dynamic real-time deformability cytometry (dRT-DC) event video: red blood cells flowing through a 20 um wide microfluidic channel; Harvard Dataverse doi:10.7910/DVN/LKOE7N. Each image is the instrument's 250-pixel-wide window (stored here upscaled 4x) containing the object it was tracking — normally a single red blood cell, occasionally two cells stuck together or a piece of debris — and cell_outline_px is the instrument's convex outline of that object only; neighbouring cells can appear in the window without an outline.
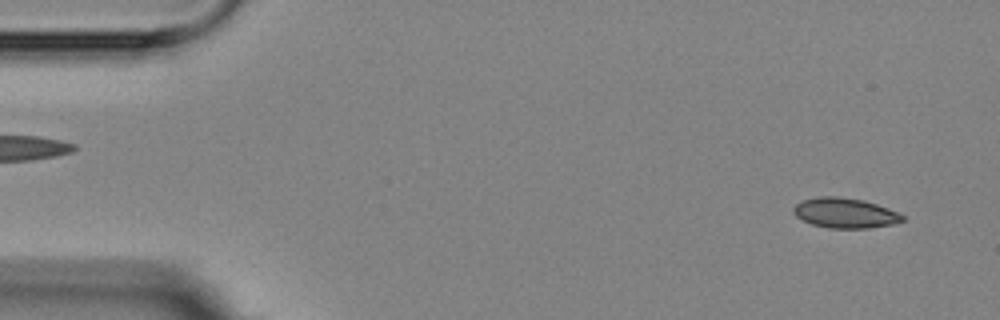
{"species": "Egyptian fruit bat (a non-hibernating species)", "species_latin": "Rousettus aegyptiacus", "temperature_condition": "room temperature", "stored_images_in_passage": 15, "camera_frame_rate_fps": 3000, "um_per_image_px": 0.085, "animal": {"sex": "female"}, "frame": {"image": 1, "passage_image": 1, "time_ms": 0.0, "image_size_px": [1000, 320], "cell_outline_px": [[904, 220], [892, 224], [868, 228], [828, 228], [812, 224], [796, 216], [792, 212], [792, 208], [800, 200], [820, 196], [836, 196], [864, 200], [888, 208], [904, 216]], "centroid_in_image_um": [71.79, 18.09], "position_along_channel_um": 13.2, "area_um2": 19.07}}
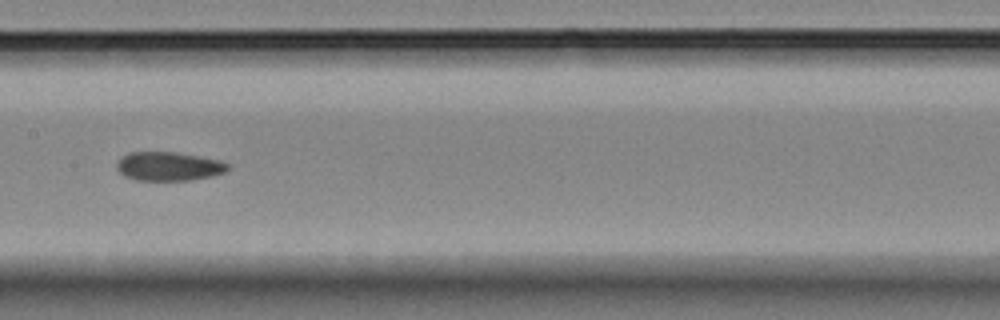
{"frame": {"image": 2, "passage_image": 7, "time_ms": 8.0, "image_size_px": [1000, 320], "cell_outline_px": [[228, 168], [224, 172], [192, 180], [136, 180], [124, 176], [116, 168], [116, 164], [120, 156], [128, 152], [176, 152], [200, 156], [220, 160], [228, 164]], "centroid_in_image_um": [14.28, 14.12], "position_along_channel_um": 193.1, "area_um2": 18.67}}
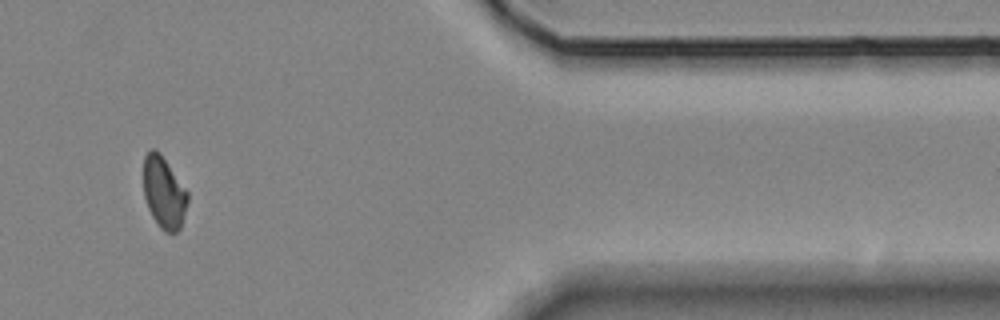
{"frame": {"image": 3, "passage_image": 13, "time_ms": 14.667, "image_size_px": [1000, 320], "cell_outline_px": [[188, 200], [180, 228], [176, 232], [164, 232], [160, 228], [152, 216], [148, 208], [144, 196], [144, 156], [152, 148], [156, 148], [160, 152], [188, 192]], "centroid_in_image_um": [13.92, 16.35], "position_along_channel_um": 397.5, "area_um2": 18.38}, "authors_computed_cell_mechanics": {"area_um2": 18.9584, "velocity_mm_per_s": 3.5758, "shape_relaxation_time_tau1_ms": 5.9825, "shape_relaxation_time_tau2_ms": 11.1393, "deformation_change_tau1": 0.0836, "deformation_change_tau2": 0.0991}}